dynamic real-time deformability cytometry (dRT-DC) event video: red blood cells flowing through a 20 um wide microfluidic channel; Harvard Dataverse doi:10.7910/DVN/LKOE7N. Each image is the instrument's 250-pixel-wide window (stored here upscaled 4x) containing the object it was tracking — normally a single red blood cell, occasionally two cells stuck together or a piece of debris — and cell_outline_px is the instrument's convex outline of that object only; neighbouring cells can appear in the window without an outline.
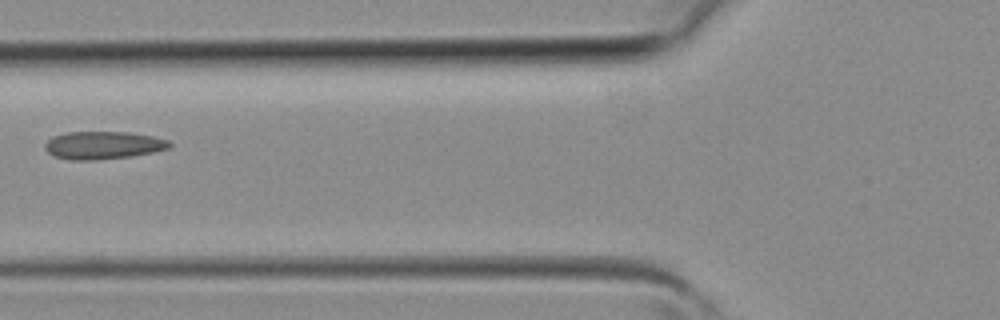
{"species": "common noctule bat (a hibernating species)", "species_latin": "Nyctalus noctula", "temperature_condition": "room temperature", "stored_images_in_passage": 5, "camera_frame_rate_fps": 3000, "um_per_image_px": 0.085, "animal": {"sex": "female", "body_mass_g": 19.3, "forearm_length_mm": 54.1}, "frame": {"image": 1, "passage_image": 5, "time_ms": 1.333, "image_size_px": [1000, 320], "cell_outline_px": [[172, 148], [132, 156], [96, 160], [68, 160], [56, 156], [48, 152], [44, 148], [44, 144], [52, 136], [68, 132], [128, 132], [152, 136], [168, 140], [172, 144]], "centroid_in_image_um": [8.77, 12.34], "position_along_channel_um": 117.0, "area_um2": 20.23}}